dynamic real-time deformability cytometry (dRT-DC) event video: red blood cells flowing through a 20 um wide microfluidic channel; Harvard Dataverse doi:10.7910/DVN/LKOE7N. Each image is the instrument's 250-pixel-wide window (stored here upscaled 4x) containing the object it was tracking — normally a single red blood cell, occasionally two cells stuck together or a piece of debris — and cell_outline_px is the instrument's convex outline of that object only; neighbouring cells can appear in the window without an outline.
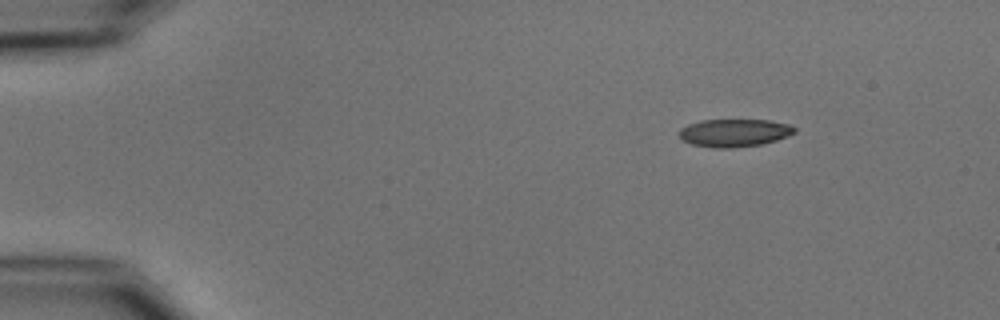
{"species": "common noctule bat (a hibernating species)", "species_latin": "Nyctalus noctula", "temperature_condition": "cold", "stored_images_in_passage": 48, "camera_frame_rate_fps": 3000, "um_per_image_px": 0.085, "animal": {"sex": "male", "body_mass_g": 15.6}, "frame": {"image": 1, "passage_image": 1, "time_ms": 0.0, "image_size_px": [1000, 320], "cell_outline_px": [[796, 132], [788, 136], [776, 140], [760, 144], [732, 148], [712, 148], [692, 144], [684, 140], [680, 136], [680, 128], [688, 124], [700, 120], [768, 120], [788, 124], [796, 128]], "centroid_in_image_um": [62.42, 11.29], "position_along_channel_um": 22.6, "area_um2": 18.61}}
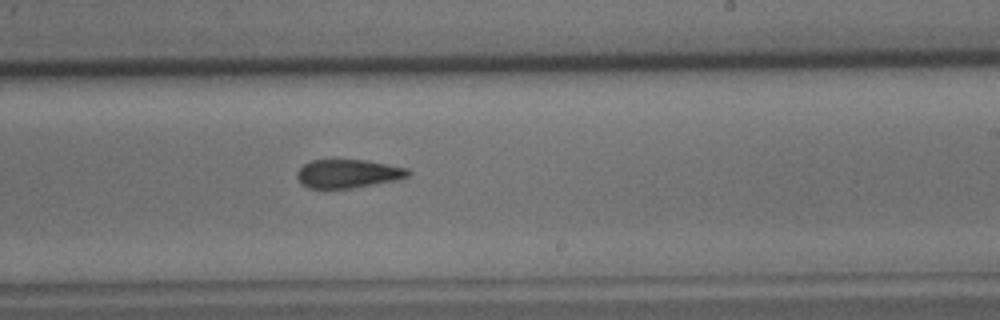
{"frame": {"image": 2, "passage_image": 27, "time_ms": 8.667, "image_size_px": [1000, 320], "cell_outline_px": [[412, 172], [408, 176], [392, 180], [352, 188], [308, 188], [296, 176], [296, 172], [304, 164], [312, 160], [368, 160], [408, 168]], "centroid_in_image_um": [29.58, 14.74], "position_along_channel_um": 259.4, "area_um2": 18.21}}
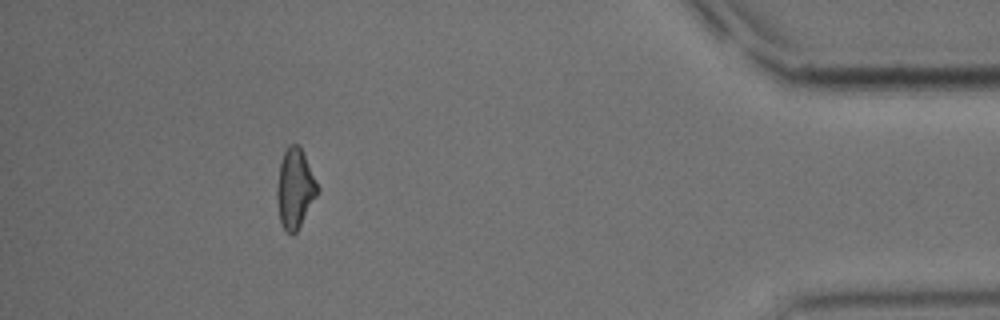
{"frame": {"image": 3, "passage_image": 43, "time_ms": 14.0, "image_size_px": [1000, 320], "cell_outline_px": [[316, 196], [296, 232], [292, 236], [280, 224], [276, 200], [276, 188], [280, 164], [284, 152], [288, 144], [300, 144], [316, 184]], "centroid_in_image_um": [25.01, 16.02], "position_along_channel_um": 410.2, "area_um2": 18.38}, "authors_computed_cell_mechanics": {"area_um2": 19.2185, "velocity_mm_per_s": 3.7281, "shape_relaxation_time_tau1_ms": null, "shape_relaxation_time_tau2_ms": 5.2316, "deformation_change_tau1": null, "deformation_change_tau2": 0.1419}}